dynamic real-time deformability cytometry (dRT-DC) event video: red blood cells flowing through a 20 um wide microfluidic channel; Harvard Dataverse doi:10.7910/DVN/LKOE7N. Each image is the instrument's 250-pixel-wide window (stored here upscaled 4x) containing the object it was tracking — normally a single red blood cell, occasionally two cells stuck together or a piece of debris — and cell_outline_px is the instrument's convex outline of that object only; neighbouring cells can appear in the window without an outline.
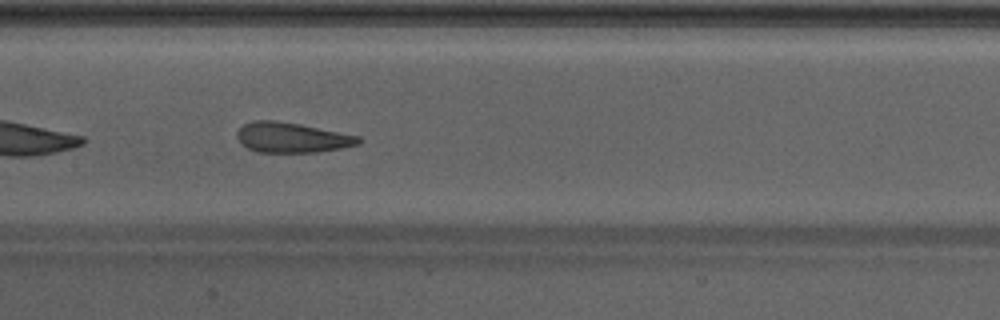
{"species": "Egyptian fruit bat (a non-hibernating species)", "species_latin": "Rousettus aegyptiacus", "temperature_condition": "warm", "stored_images_in_passage": 43, "camera_frame_rate_fps": 3000, "um_per_image_px": 0.085, "animal": {"sex": "male"}, "frame": {"image": 1, "passage_image": 25, "time_ms": 8.0, "image_size_px": [1000, 320], "cell_outline_px": [[360, 144], [340, 148], [316, 152], [256, 152], [248, 148], [236, 136], [236, 132], [244, 124], [256, 120], [276, 120], [300, 124], [360, 136]], "centroid_in_image_um": [24.81, 11.69], "position_along_channel_um": 182.6, "area_um2": 21.15}}
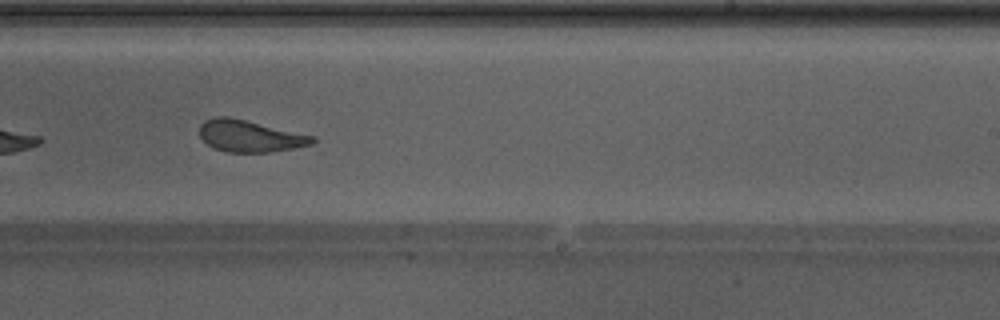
{"frame": {"image": 2, "passage_image": 31, "time_ms": 10.0, "image_size_px": [1000, 320], "cell_outline_px": [[316, 140], [312, 144], [292, 148], [268, 152], [228, 152], [212, 148], [200, 136], [200, 124], [204, 120], [212, 116], [228, 116], [316, 136]], "centroid_in_image_um": [21.22, 11.55], "position_along_channel_um": 267.8, "area_um2": 20.92}, "authors_computed_cell_mechanics": {"area_um2": 22.0796, "velocity_mm_per_s": 4.2751, "shape_relaxation_time_tau1_ms": 5.1285, "shape_relaxation_time_tau2_ms": 1.0012, "deformation_change_tau1": 0.162, "deformation_change_tau2": 0.0952}}